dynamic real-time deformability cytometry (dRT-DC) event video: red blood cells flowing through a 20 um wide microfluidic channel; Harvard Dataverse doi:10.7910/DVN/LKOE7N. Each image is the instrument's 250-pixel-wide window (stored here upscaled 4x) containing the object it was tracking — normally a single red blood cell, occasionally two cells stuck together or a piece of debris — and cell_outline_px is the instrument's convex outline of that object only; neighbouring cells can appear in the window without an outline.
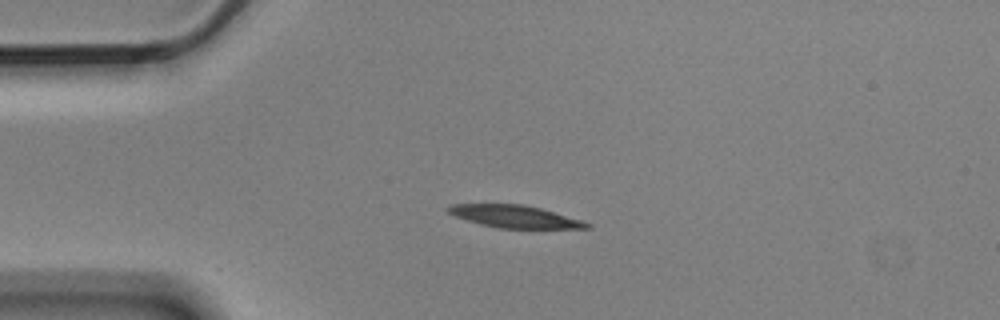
{"species": "Egyptian fruit bat (a non-hibernating species)", "species_latin": "Rousettus aegyptiacus", "temperature_condition": "cold", "stored_images_in_passage": 4, "camera_frame_rate_fps": 3000, "um_per_image_px": 0.085, "animal": {"sex": "male"}, "frame": {"image": 1, "passage_image": 3, "time_ms": 0.667, "image_size_px": [1000, 320], "cell_outline_px": [[592, 228], [496, 228], [480, 224], [456, 216], [448, 212], [444, 208], [448, 204], [524, 204], [540, 208], [584, 220], [592, 224]], "centroid_in_image_um": [43.77, 18.4], "position_along_channel_um": 41.2, "area_um2": 18.21}}